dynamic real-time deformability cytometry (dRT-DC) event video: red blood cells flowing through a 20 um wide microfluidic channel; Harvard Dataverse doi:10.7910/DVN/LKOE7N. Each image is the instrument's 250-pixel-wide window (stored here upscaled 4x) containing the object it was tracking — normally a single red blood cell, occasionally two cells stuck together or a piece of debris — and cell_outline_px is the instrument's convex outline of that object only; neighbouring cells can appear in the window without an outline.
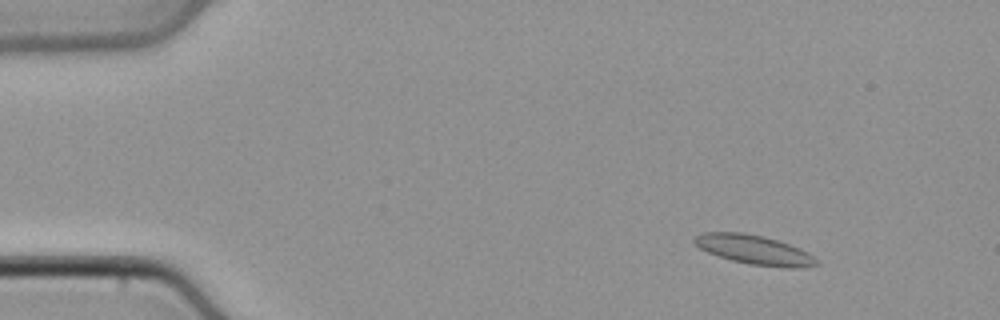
{"species": "common noctule bat (a hibernating species)", "species_latin": "Nyctalus noctula", "temperature_condition": "cold", "stored_images_in_passage": 50, "camera_frame_rate_fps": 3000, "um_per_image_px": 0.085, "animal": {"sex": "male", "body_mass_g": 21.5, "forearm_length_mm": 52.0}, "frame": {"image": 1, "passage_image": 7, "time_ms": 2.0, "image_size_px": [1000, 320], "cell_outline_px": [[820, 264], [796, 268], [784, 268], [748, 264], [732, 260], [708, 252], [700, 248], [692, 240], [696, 236], [704, 232], [744, 232], [764, 236], [800, 248], [808, 252]], "centroid_in_image_um": [64.11, 21.23], "position_along_channel_um": 20.9, "area_um2": 20.75}}
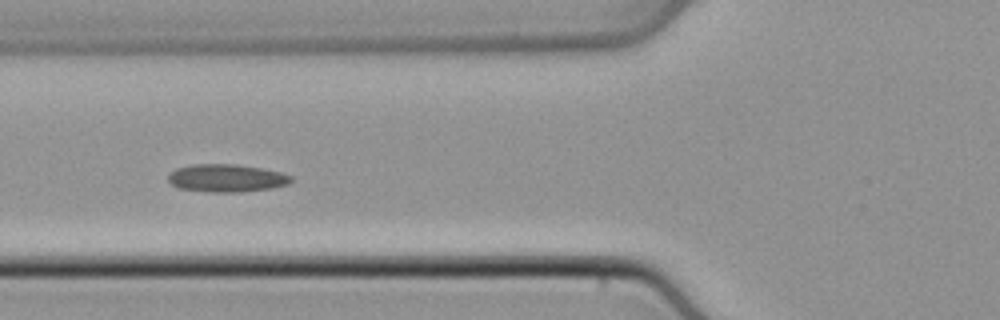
{"frame": {"image": 2, "passage_image": 20, "time_ms": 6.333, "image_size_px": [1000, 320], "cell_outline_px": [[292, 180], [288, 184], [272, 188], [236, 192], [208, 192], [180, 188], [172, 184], [168, 180], [168, 176], [176, 168], [192, 164], [236, 164], [260, 168], [280, 172], [292, 176]], "centroid_in_image_um": [19.25, 15.13], "position_along_channel_um": 106.5, "area_um2": 19.77}}
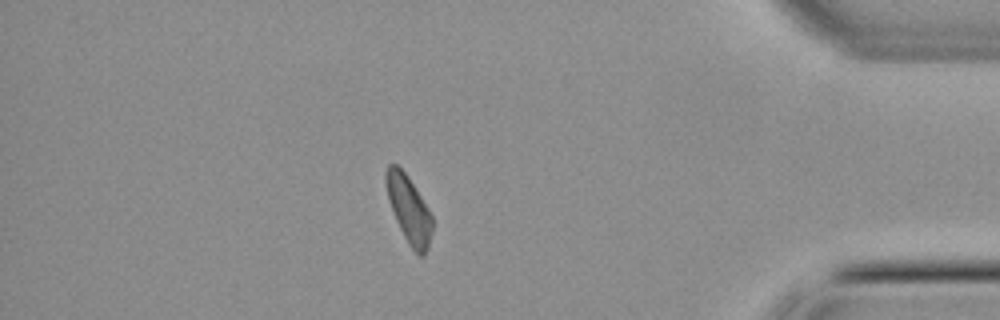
{"frame": {"image": 3, "passage_image": 44, "time_ms": 14.333, "image_size_px": [1000, 320], "cell_outline_px": [[432, 232], [428, 248], [424, 256], [420, 256], [408, 244], [396, 220], [388, 200], [384, 180], [384, 172], [388, 164], [396, 164], [404, 172], [428, 208], [432, 216]], "centroid_in_image_um": [34.73, 17.79], "position_along_channel_um": 400.5, "area_um2": 17.92}}